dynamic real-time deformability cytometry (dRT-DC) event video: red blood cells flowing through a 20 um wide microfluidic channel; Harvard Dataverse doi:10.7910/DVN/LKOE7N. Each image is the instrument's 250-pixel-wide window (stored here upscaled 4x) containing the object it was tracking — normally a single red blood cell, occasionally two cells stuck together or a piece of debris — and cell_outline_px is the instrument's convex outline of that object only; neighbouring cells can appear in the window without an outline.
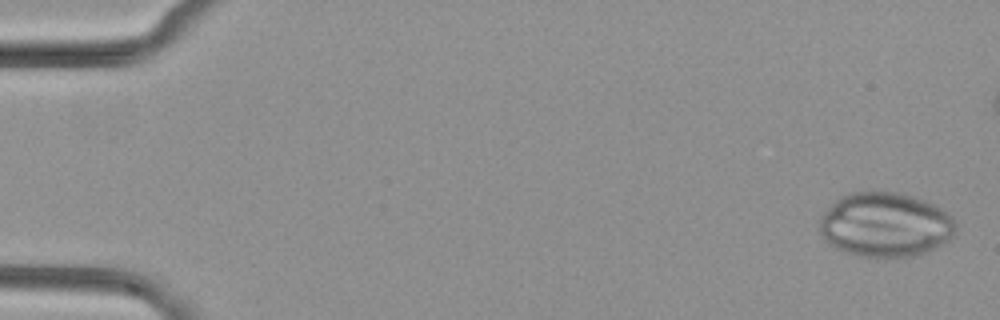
{"species": "common noctule bat (a hibernating species)", "species_latin": "Nyctalus noctula", "temperature_condition": "cold", "stored_images_in_passage": 48, "camera_frame_rate_fps": 3000, "um_per_image_px": 0.085, "animal": {"sex": "female", "body_mass_g": 29.2, "forearm_length_mm": 56.3}, "frame": {"image": 1, "passage_image": 2, "time_ms": 0.333, "image_size_px": [1000, 320], "cell_outline_px": [[956, 236], [944, 244], [916, 256], [860, 256], [844, 252], [828, 244], [824, 240], [820, 232], [820, 216], [840, 196], [852, 192], [896, 192], [912, 196], [924, 200], [940, 208], [952, 216], [956, 224]], "centroid_in_image_um": [75.27, 19.11], "position_along_channel_um": 9.7, "area_um2": 51.27}}
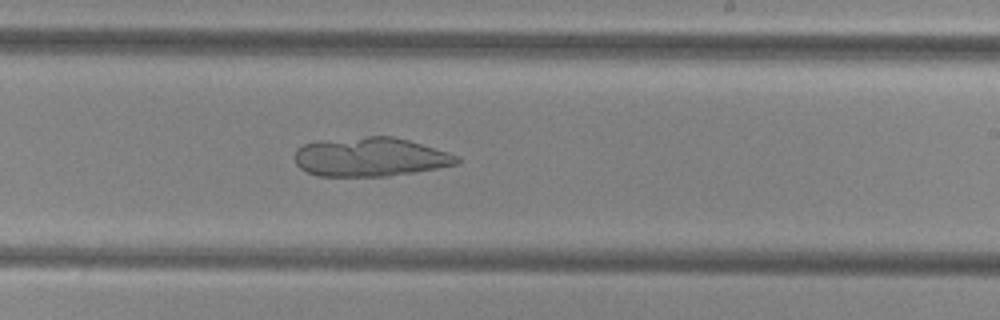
{"frame": {"image": 2, "passage_image": 32, "time_ms": 10.333, "image_size_px": [1000, 320], "cell_outline_px": [[460, 164], [416, 172], [388, 176], [320, 176], [308, 172], [300, 168], [296, 164], [292, 156], [296, 148], [304, 144], [316, 140], [364, 136], [392, 136], [408, 140], [448, 152], [460, 156]], "centroid_in_image_um": [31.45, 13.33], "position_along_channel_um": 257.6, "area_um2": 37.4}}
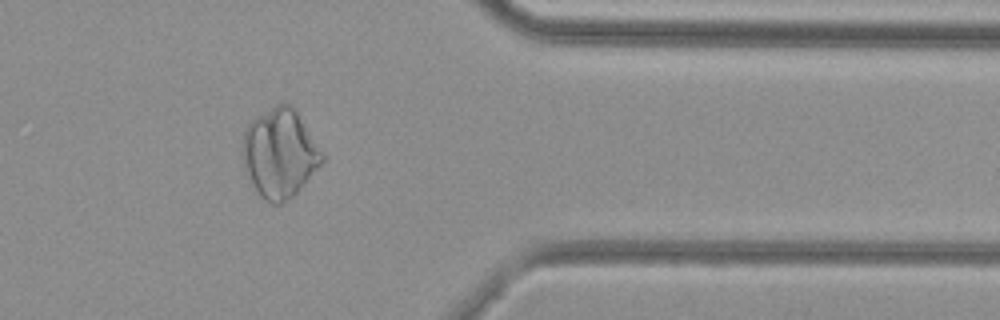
{"frame": {"image": 3, "passage_image": 43, "time_ms": 14.0, "image_size_px": [1000, 320], "cell_outline_px": [[324, 160], [296, 192], [288, 200], [280, 204], [272, 204], [264, 200], [260, 196], [252, 184], [244, 168], [240, 152], [240, 148], [244, 132], [248, 124], [256, 116], [276, 104], [284, 100], [296, 112], [324, 156]], "centroid_in_image_um": [23.71, 13.03], "position_along_channel_um": 387.7, "area_um2": 40.81}}